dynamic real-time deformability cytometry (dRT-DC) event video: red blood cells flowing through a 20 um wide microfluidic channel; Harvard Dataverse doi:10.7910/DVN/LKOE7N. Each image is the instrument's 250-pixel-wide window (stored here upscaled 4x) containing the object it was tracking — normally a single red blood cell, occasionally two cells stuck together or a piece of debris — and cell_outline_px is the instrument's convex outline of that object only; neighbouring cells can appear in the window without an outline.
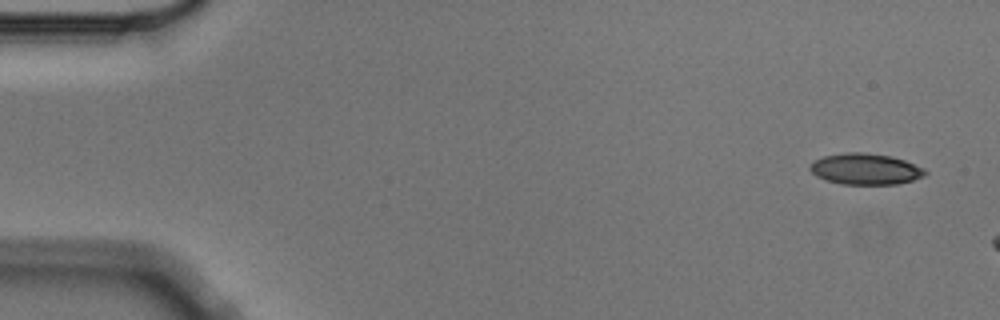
{"species": "Egyptian fruit bat (a non-hibernating species)", "species_latin": "Rousettus aegyptiacus", "temperature_condition": "cold", "stored_images_in_passage": 3, "camera_frame_rate_fps": 3000, "um_per_image_px": 0.085, "animal": {"sex": "male"}, "frame": {"image": 1, "passage_image": 1, "time_ms": 0.0, "image_size_px": [1000, 320], "cell_outline_px": [[928, 172], [924, 176], [912, 180], [896, 184], [840, 184], [816, 176], [808, 168], [816, 160], [824, 156], [848, 152], [864, 152], [892, 156], [904, 160], [924, 168]], "centroid_in_image_um": [73.58, 14.36], "position_along_channel_um": 11.4, "area_um2": 20.75}}